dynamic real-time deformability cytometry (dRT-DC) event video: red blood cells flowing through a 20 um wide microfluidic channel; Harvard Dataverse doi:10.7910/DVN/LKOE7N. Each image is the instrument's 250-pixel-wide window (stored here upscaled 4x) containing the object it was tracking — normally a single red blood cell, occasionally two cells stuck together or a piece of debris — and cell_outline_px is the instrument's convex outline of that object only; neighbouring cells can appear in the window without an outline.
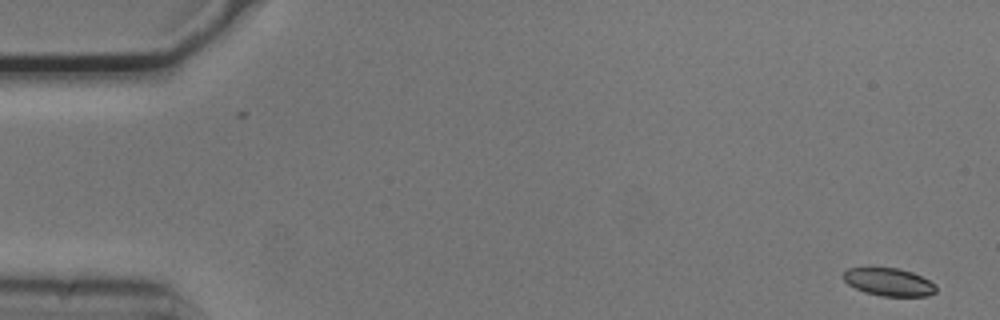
{"species": "common noctule bat (a hibernating species)", "species_latin": "Nyctalus noctula", "temperature_condition": "cold", "stored_images_in_passage": 54, "camera_frame_rate_fps": 3000, "um_per_image_px": 0.085, "animal": {"sex": "male", "body_mass_g": 20.5, "forearm_length_mm": 52.5}, "frame": {"image": 1, "passage_image": 1, "time_ms": 0.0, "image_size_px": [1000, 320], "cell_outline_px": [[936, 292], [928, 296], [880, 296], [864, 292], [848, 284], [844, 280], [844, 272], [848, 268], [900, 268], [912, 272], [936, 284]], "centroid_in_image_um": [75.57, 23.98], "position_along_channel_um": 9.4, "area_um2": 14.97}}
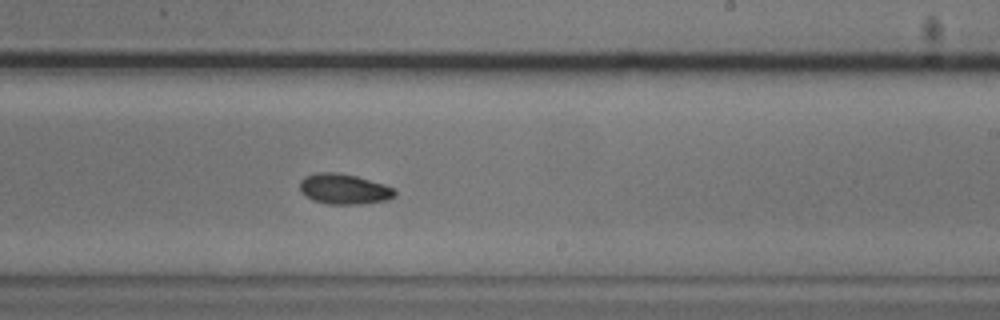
{"frame": {"image": 2, "passage_image": 32, "time_ms": 10.333, "image_size_px": [1000, 320], "cell_outline_px": [[396, 196], [388, 200], [360, 204], [328, 204], [312, 200], [300, 192], [300, 180], [304, 176], [316, 172], [336, 172], [356, 176], [384, 184], [392, 188], [396, 192]], "centroid_in_image_um": [29.22, 16.06], "position_along_channel_um": 259.8, "area_um2": 16.94}}
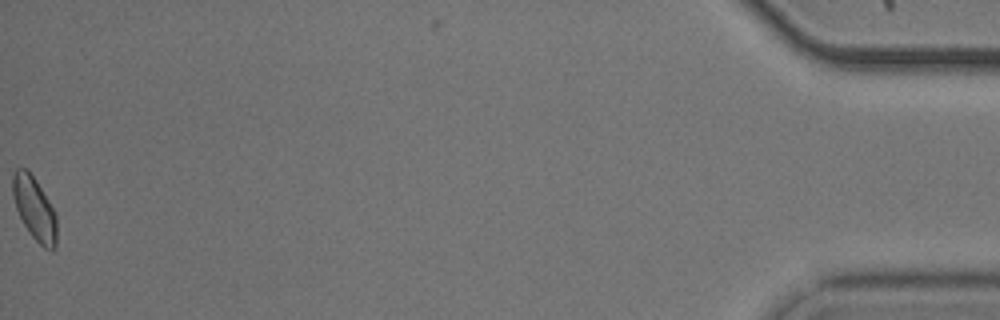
{"frame": {"image": 3, "passage_image": 54, "time_ms": 17.667, "image_size_px": [1000, 320], "cell_outline_px": [[56, 248], [52, 252], [44, 248], [28, 232], [16, 208], [12, 196], [12, 176], [16, 168], [28, 168], [36, 180], [48, 200], [56, 216]], "centroid_in_image_um": [2.92, 17.72], "position_along_channel_um": 432.3, "area_um2": 16.24}}